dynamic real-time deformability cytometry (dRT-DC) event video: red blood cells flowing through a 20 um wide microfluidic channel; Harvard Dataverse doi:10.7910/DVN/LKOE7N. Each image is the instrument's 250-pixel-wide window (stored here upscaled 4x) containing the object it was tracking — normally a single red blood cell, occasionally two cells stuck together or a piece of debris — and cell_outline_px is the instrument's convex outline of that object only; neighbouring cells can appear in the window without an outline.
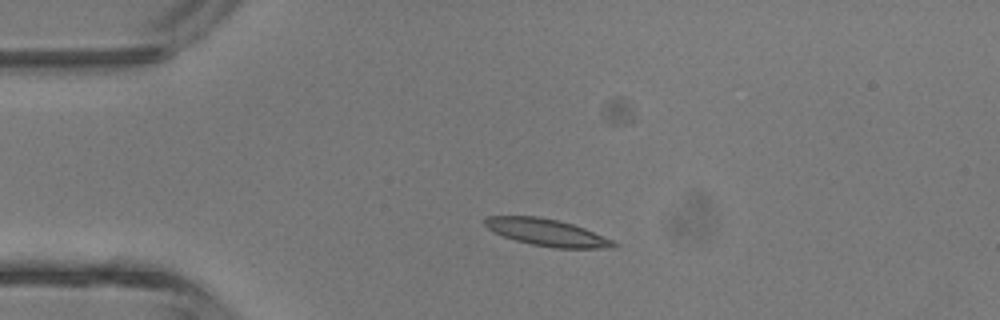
{"species": "common noctule bat (a hibernating species)", "species_latin": "Nyctalus noctula", "temperature_condition": "room temperature", "stored_images_in_passage": 8, "camera_frame_rate_fps": 3000, "um_per_image_px": 0.085, "animal": {"sex": "male", "body_mass_g": 13.3}, "frame": {"image": 1, "passage_image": 3, "time_ms": 2.333, "image_size_px": [1000, 320], "cell_outline_px": [[620, 244], [616, 248], [556, 248], [532, 244], [516, 240], [504, 236], [488, 228], [484, 224], [484, 216], [536, 216], [560, 220], [584, 228], [612, 240]], "centroid_in_image_um": [46.51, 19.75], "position_along_channel_um": 38.5, "area_um2": 20.11}}
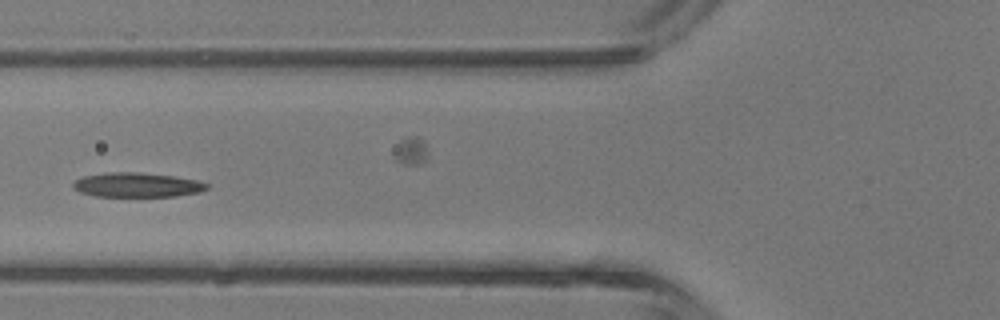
{"frame": {"image": 2, "passage_image": 5, "time_ms": 4.667, "image_size_px": [1000, 320], "cell_outline_px": [[208, 188], [200, 192], [176, 196], [96, 196], [80, 192], [72, 188], [72, 184], [76, 180], [84, 176], [104, 172], [140, 172], [172, 176], [196, 180], [208, 184]], "centroid_in_image_um": [11.62, 15.71], "position_along_channel_um": 114.2, "area_um2": 19.02}}
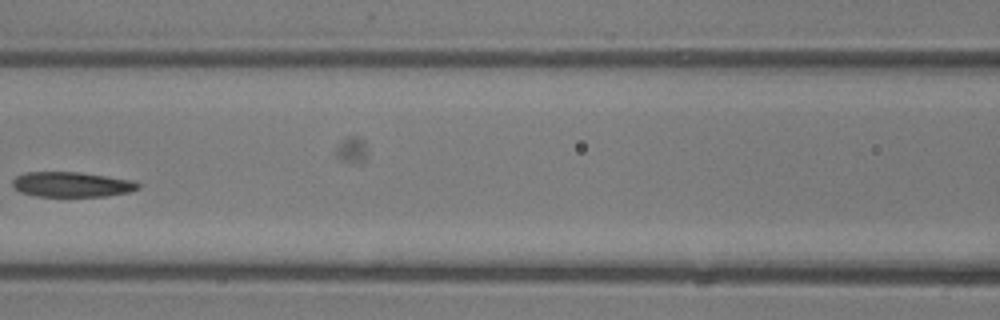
{"frame": {"image": 3, "passage_image": 6, "time_ms": 5.667, "image_size_px": [1000, 320], "cell_outline_px": [[140, 188], [128, 192], [108, 196], [36, 196], [20, 192], [12, 184], [12, 180], [16, 176], [24, 172], [76, 172], [132, 180], [140, 184]], "centroid_in_image_um": [6.08, 15.68], "position_along_channel_um": 160.5, "area_um2": 18.21}}